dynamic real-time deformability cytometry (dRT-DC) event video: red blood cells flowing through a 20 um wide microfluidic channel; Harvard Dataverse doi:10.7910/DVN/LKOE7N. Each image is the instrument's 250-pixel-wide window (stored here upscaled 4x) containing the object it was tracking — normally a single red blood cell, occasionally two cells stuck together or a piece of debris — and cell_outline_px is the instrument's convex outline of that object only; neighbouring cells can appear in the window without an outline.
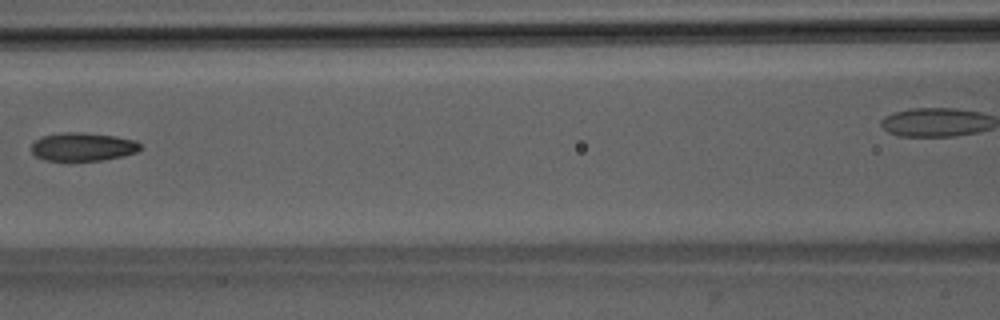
{"species": "Egyptian fruit bat (a non-hibernating species)", "species_latin": "Rousettus aegyptiacus", "temperature_condition": "room temperature", "stored_images_in_passage": 9, "camera_frame_rate_fps": 3000, "um_per_image_px": 0.085, "animal": {"sex": "male"}, "frame": {"image": 1, "passage_image": 7, "time_ms": 7.0, "image_size_px": [1000, 320], "cell_outline_px": [[140, 148], [136, 152], [124, 156], [104, 160], [44, 160], [36, 156], [32, 152], [32, 144], [36, 140], [44, 136], [60, 132], [84, 132], [116, 136], [136, 140], [140, 144]], "centroid_in_image_um": [7.06, 12.47], "position_along_channel_um": 159.5, "area_um2": 17.98}}